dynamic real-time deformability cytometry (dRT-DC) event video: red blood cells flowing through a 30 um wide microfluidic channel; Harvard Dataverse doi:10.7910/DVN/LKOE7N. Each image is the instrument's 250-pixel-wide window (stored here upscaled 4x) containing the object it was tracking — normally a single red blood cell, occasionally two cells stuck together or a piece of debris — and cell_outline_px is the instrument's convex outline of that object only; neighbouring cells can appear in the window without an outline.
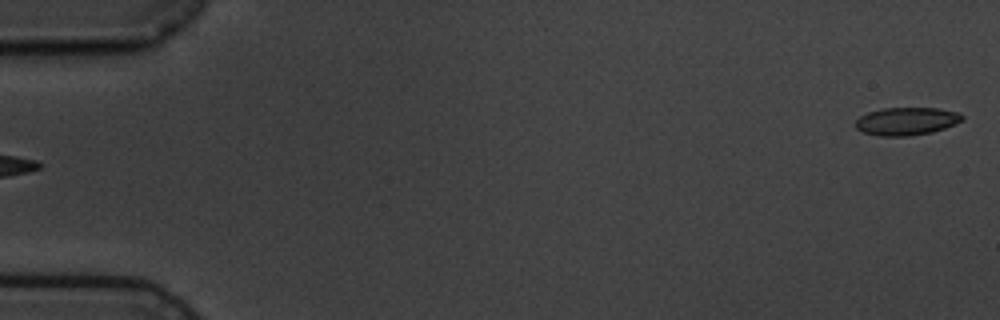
{"species": "common noctule bat (a hibernating species)", "species_latin": "Nyctalus noctula", "temperature_condition": "cold", "stored_images_in_passage": 4, "segment_of_instrument_passage": [2, 2], "camera_frame_rate_fps": 3000, "um_per_image_px": 0.085, "animal": {"sex": "male", "body_mass_g": 19.5, "forearm_length_mm": 54.6}, "frame": {"image": 1, "passage_image": 4, "time_ms": 3.333, "image_size_px": [1000, 320], "cell_outline_px": [[964, 120], [944, 128], [932, 132], [908, 136], [880, 136], [864, 132], [856, 128], [856, 120], [860, 116], [868, 112], [884, 108], [936, 108], [960, 112], [964, 116]], "centroid_in_image_um": [77.08, 10.3], "position_along_channel_um": 7.9, "area_um2": 17.28}}